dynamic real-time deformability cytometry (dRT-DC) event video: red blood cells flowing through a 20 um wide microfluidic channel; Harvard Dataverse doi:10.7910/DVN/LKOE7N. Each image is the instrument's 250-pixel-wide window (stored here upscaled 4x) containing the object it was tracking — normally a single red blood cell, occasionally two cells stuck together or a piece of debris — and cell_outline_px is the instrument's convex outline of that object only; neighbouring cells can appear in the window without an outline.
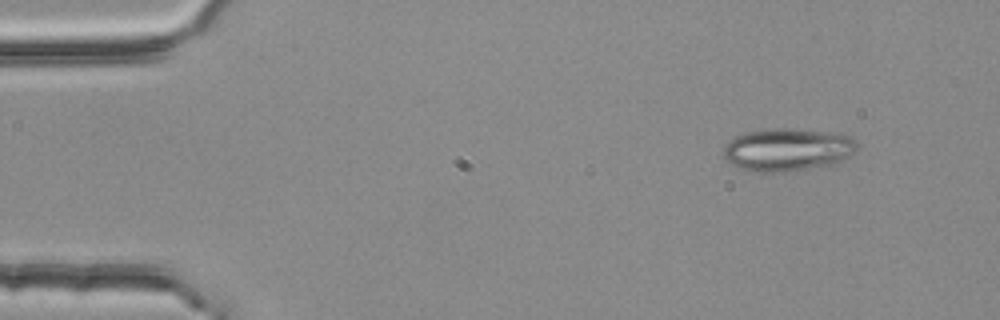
{"species": "common noctule bat (a hibernating species)", "species_latin": "Nyctalus noctula", "temperature_condition": "room temperature", "stored_images_in_passage": 3, "camera_frame_rate_fps": 3000, "um_per_image_px": 0.085, "animal": {"sex": "female", "body_mass_g": 25.1}, "frame": {"image": 1, "passage_image": 1, "time_ms": 0.0, "image_size_px": [1000, 320], "cell_outline_px": [[856, 152], [852, 156], [836, 164], [784, 172], [760, 172], [740, 168], [732, 164], [724, 156], [724, 144], [728, 140], [736, 136], [748, 132], [776, 128], [784, 128], [824, 132], [848, 136], [856, 140]], "centroid_in_image_um": [66.95, 12.74], "position_along_channel_um": 18.0, "area_um2": 33.12}}